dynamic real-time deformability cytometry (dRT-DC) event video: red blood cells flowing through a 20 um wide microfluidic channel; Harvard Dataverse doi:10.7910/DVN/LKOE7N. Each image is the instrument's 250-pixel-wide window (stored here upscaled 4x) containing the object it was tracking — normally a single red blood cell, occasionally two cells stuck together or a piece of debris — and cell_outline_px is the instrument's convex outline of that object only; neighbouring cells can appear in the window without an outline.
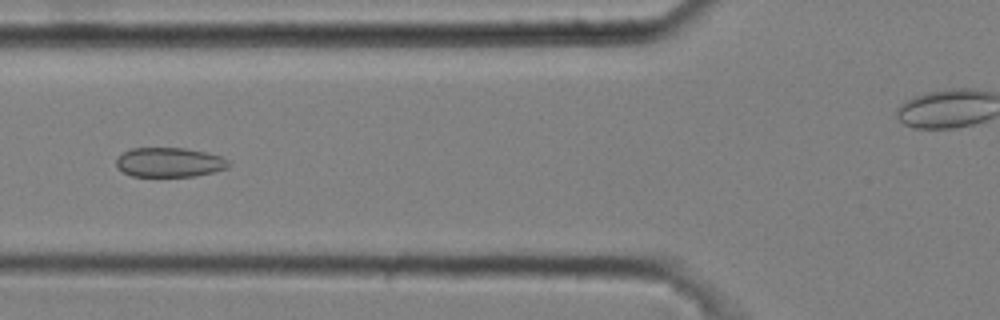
{"species": "common noctule bat (a hibernating species)", "species_latin": "Nyctalus noctula", "temperature_condition": "cold", "stored_images_in_passage": 35, "camera_frame_rate_fps": 3000, "um_per_image_px": 0.085, "animal": {"sex": "male", "body_mass_g": 20.4}, "frame": {"image": 1, "passage_image": 8, "time_ms": 2.333, "image_size_px": [1000, 320], "cell_outline_px": [[232, 164], [228, 168], [196, 176], [132, 176], [124, 172], [116, 164], [116, 160], [124, 152], [132, 148], [184, 148], [208, 152], [220, 156], [228, 160]], "centroid_in_image_um": [14.45, 13.79], "position_along_channel_um": 111.3, "area_um2": 19.25}}
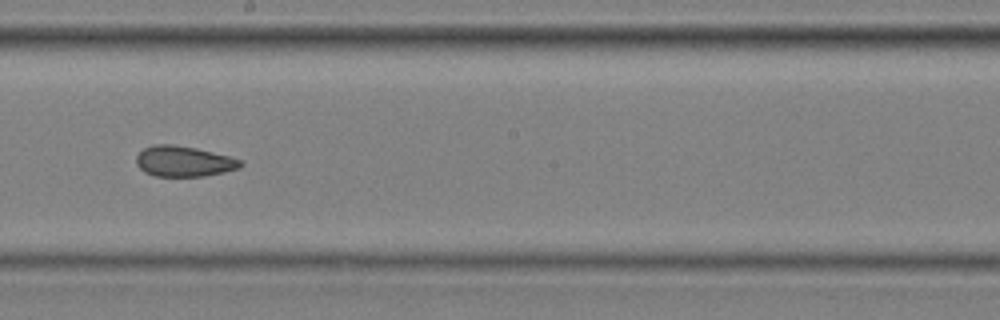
{"frame": {"image": 2, "passage_image": 18, "time_ms": 5.667, "image_size_px": [1000, 320], "cell_outline_px": [[244, 164], [240, 168], [224, 172], [204, 176], [156, 176], [144, 172], [136, 164], [136, 156], [144, 148], [156, 144], [172, 144], [196, 148], [244, 160]], "centroid_in_image_um": [15.64, 13.71], "position_along_channel_um": 232.6, "area_um2": 18.61}}
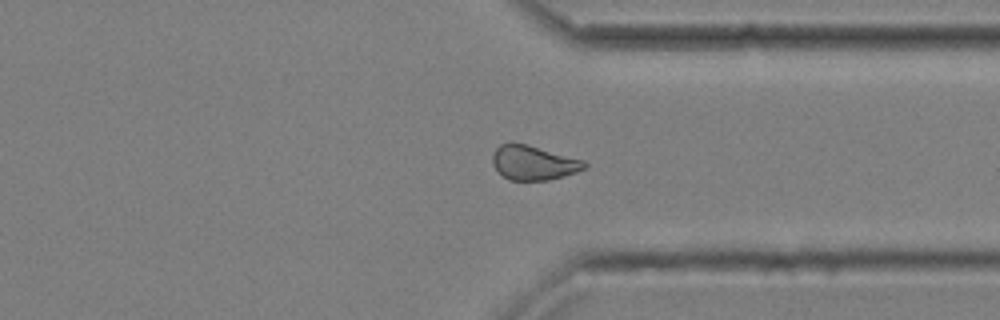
{"frame": {"image": 3, "passage_image": 29, "time_ms": 9.333, "image_size_px": [1000, 320], "cell_outline_px": [[588, 164], [584, 168], [576, 172], [564, 176], [548, 180], [508, 180], [492, 164], [492, 152], [500, 144], [512, 140], [584, 160]], "centroid_in_image_um": [45.31, 13.81], "position_along_channel_um": 366.1, "area_um2": 18.61}}